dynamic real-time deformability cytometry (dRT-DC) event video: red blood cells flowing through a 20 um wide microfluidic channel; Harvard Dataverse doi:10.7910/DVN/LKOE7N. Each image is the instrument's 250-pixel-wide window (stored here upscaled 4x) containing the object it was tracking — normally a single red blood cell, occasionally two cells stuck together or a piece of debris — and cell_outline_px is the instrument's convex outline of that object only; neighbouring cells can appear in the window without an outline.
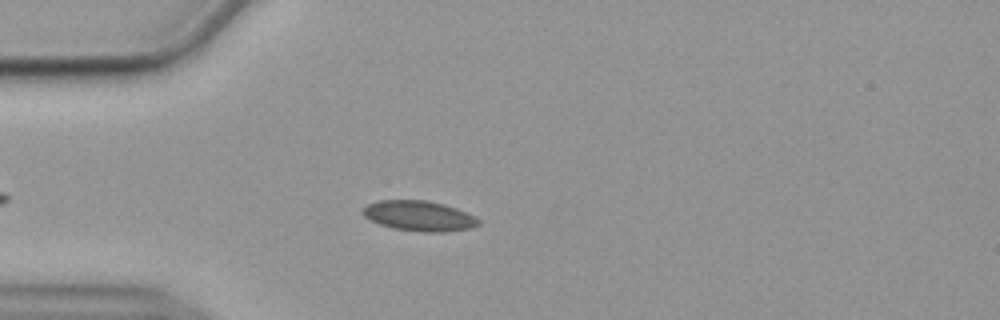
{"species": "common noctule bat (a hibernating species)", "species_latin": "Nyctalus noctula", "temperature_condition": "cold", "stored_images_in_passage": 46, "camera_frame_rate_fps": 3000, "um_per_image_px": 0.085, "animal": {"sex": "female", "body_mass_g": 19.9}, "frame": {"image": 1, "passage_image": 8, "time_ms": 2.333, "image_size_px": [1000, 320], "cell_outline_px": [[480, 224], [472, 228], [444, 232], [420, 232], [392, 228], [368, 220], [360, 212], [360, 208], [376, 200], [424, 200], [444, 204], [456, 208], [476, 216], [480, 220]], "centroid_in_image_um": [35.59, 18.35], "position_along_channel_um": 49.4, "area_um2": 20.75}}
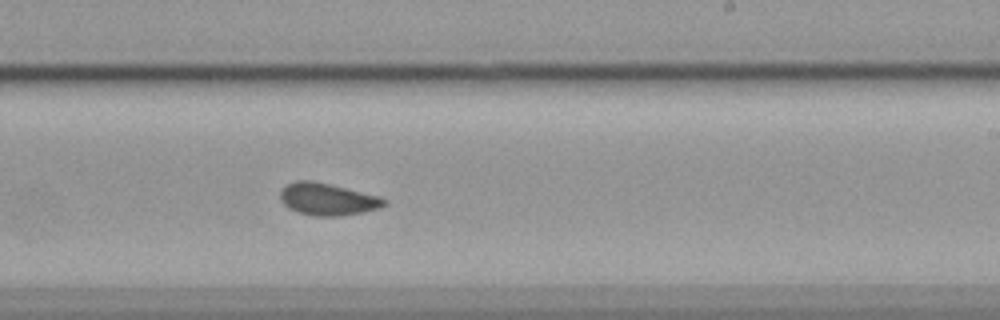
{"frame": {"image": 2, "passage_image": 27, "time_ms": 8.667, "image_size_px": [1000, 320], "cell_outline_px": [[388, 204], [380, 208], [364, 212], [340, 216], [312, 216], [296, 212], [288, 208], [280, 200], [280, 188], [284, 184], [296, 180], [312, 180], [380, 196], [388, 200]], "centroid_in_image_um": [27.82, 16.93], "position_along_channel_um": 261.2, "area_um2": 19.88}}
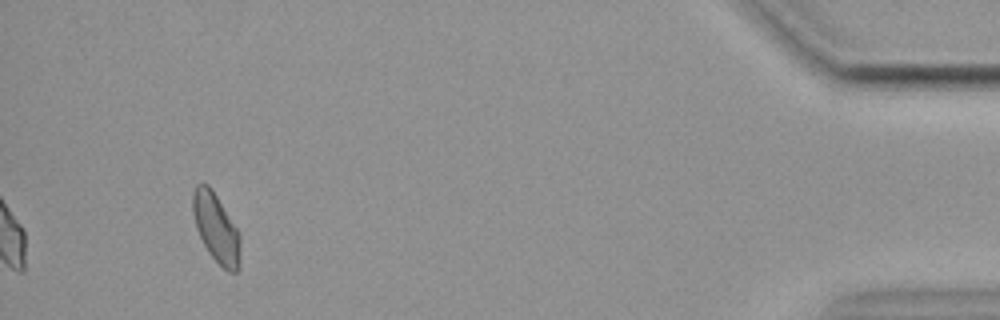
{"frame": {"image": 3, "passage_image": 46, "time_ms": 15.0, "image_size_px": [1000, 320], "cell_outline_px": [[240, 268], [236, 272], [228, 272], [208, 252], [196, 228], [192, 212], [192, 192], [196, 184], [208, 184], [212, 188], [240, 232]], "centroid_in_image_um": [18.38, 19.36], "position_along_channel_um": 416.8, "area_um2": 19.31}, "authors_computed_cell_mechanics": {"area_um2": 19.4497, "velocity_mm_per_s": 3.5398, "shape_relaxation_time_tau1_ms": null, "shape_relaxation_time_tau2_ms": 0.8498, "deformation_change_tau1": null, "deformation_change_tau2": 0.0676}}